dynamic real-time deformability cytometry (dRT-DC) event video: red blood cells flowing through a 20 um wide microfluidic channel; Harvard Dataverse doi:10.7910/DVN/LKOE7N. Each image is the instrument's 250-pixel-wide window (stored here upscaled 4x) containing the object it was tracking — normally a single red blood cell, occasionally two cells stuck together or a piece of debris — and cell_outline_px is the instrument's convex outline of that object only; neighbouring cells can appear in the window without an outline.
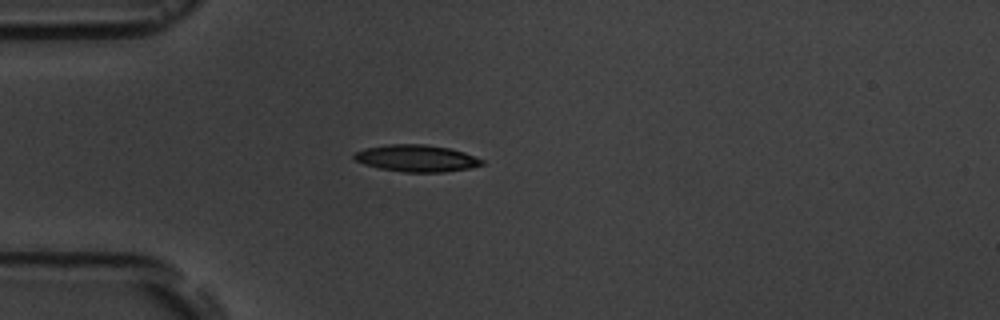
{"species": "common noctule bat (a hibernating species)", "species_latin": "Nyctalus noctula", "temperature_condition": "room temperature", "stored_images_in_passage": 7, "camera_frame_rate_fps": 3000, "um_per_image_px": 0.085, "animal": {"sex": "male", "body_mass_g": 19.5, "forearm_length_mm": 54.6}, "frame": {"image": 1, "passage_image": 7, "time_ms": 7.0, "image_size_px": [1000, 320], "cell_outline_px": [[484, 164], [472, 168], [444, 172], [404, 172], [380, 168], [364, 164], [356, 160], [352, 156], [356, 152], [364, 148], [388, 144], [424, 144], [448, 148], [464, 152], [484, 160]], "centroid_in_image_um": [35.42, 13.45], "position_along_channel_um": 49.6, "area_um2": 20.0}}